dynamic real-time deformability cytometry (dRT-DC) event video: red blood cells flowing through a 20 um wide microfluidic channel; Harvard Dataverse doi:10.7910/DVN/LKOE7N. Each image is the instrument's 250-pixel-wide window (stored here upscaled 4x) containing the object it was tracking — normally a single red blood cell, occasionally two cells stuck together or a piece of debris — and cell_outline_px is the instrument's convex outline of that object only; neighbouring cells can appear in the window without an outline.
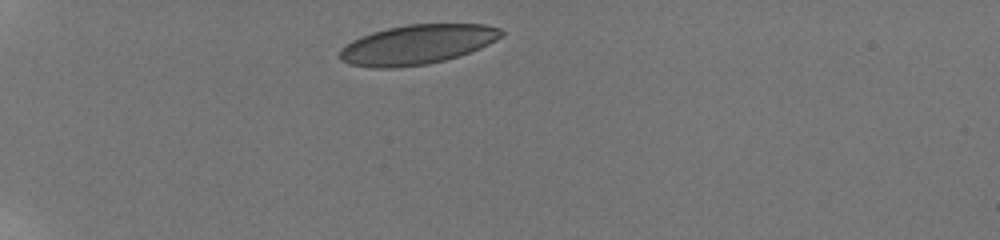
{"species": "human", "species_latin": "Homo sapiens", "temperature_condition": "room temperature", "stored_images_in_passage": 7, "camera_frame_rate_fps": 3000, "um_per_image_px": 0.085, "donor": {"sex": "male"}, "frame": {"image": 1, "passage_image": 1, "time_ms": 0.0, "image_size_px": [1000, 240], "cell_outline_px": [[504, 36], [480, 48], [444, 60], [428, 64], [396, 68], [372, 68], [348, 64], [340, 60], [340, 48], [352, 40], [360, 36], [372, 32], [388, 28], [408, 24], [484, 24], [500, 28], [504, 32]], "centroid_in_image_um": [35.44, 3.79], "position_along_channel_um": 49.6, "area_um2": 37.34}}